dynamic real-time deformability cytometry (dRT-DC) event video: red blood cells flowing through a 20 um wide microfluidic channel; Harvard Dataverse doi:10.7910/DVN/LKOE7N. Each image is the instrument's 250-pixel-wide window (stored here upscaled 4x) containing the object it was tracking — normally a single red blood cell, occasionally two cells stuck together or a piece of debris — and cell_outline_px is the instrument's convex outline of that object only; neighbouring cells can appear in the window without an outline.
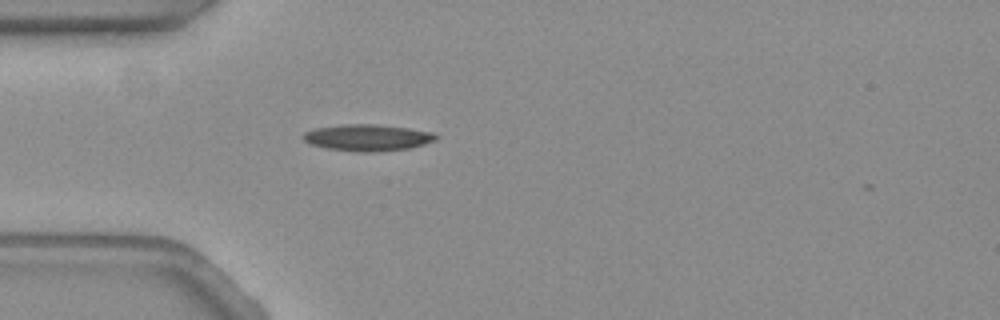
{"species": "common noctule bat (a hibernating species)", "species_latin": "Nyctalus noctula", "temperature_condition": "warm", "stored_images_in_passage": 42, "camera_frame_rate_fps": 3000, "um_per_image_px": 0.085, "animal": {"sex": "female", "body_mass_g": 19.3, "forearm_length_mm": 54.1}, "frame": {"image": 1, "passage_image": 1, "time_ms": 0.0, "image_size_px": [1000, 320], "cell_outline_px": [[440, 136], [436, 140], [424, 144], [408, 148], [372, 152], [360, 152], [328, 148], [312, 144], [304, 140], [300, 136], [304, 132], [316, 128], [344, 124], [376, 124], [408, 128], [436, 132]], "centroid_in_image_um": [31.28, 11.68], "position_along_channel_um": 53.7, "area_um2": 20.52}}
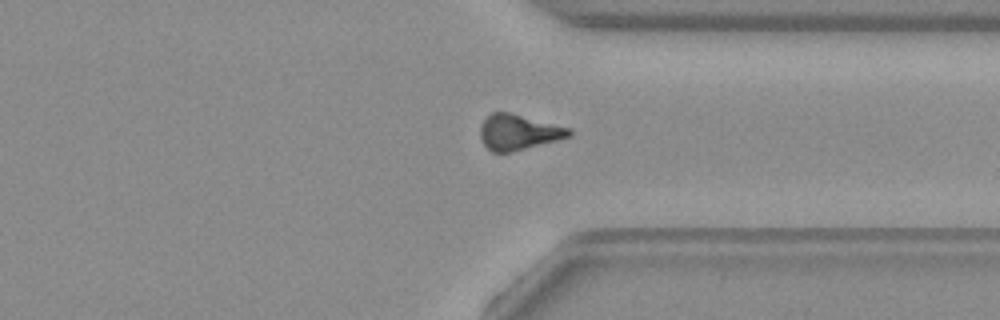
{"frame": {"image": 2, "passage_image": 28, "time_ms": 9.0, "image_size_px": [1000, 320], "cell_outline_px": [[572, 136], [512, 152], [492, 152], [484, 144], [480, 136], [480, 124], [492, 112], [508, 112], [568, 128], [572, 132]], "centroid_in_image_um": [44.04, 11.24], "position_along_channel_um": 367.4, "area_um2": 18.03}}
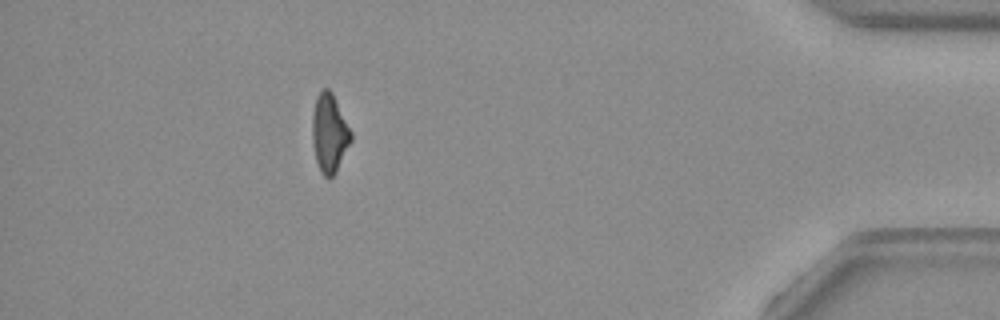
{"frame": {"image": 3, "passage_image": 36, "time_ms": 11.667, "image_size_px": [1000, 320], "cell_outline_px": [[352, 140], [336, 172], [328, 180], [320, 172], [316, 160], [312, 144], [312, 116], [316, 96], [324, 88], [328, 88], [332, 92], [352, 132]], "centroid_in_image_um": [27.99, 11.34], "position_along_channel_um": 407.2, "area_um2": 17.86}, "authors_computed_cell_mechanics": {"area_um2": 18.9584, "velocity_mm_per_s": 3.5612, "shape_relaxation_time_tau1_ms": 5.2555, "shape_relaxation_time_tau2_ms": null, "deformation_change_tau1": 0.1547, "deformation_change_tau2": null}}